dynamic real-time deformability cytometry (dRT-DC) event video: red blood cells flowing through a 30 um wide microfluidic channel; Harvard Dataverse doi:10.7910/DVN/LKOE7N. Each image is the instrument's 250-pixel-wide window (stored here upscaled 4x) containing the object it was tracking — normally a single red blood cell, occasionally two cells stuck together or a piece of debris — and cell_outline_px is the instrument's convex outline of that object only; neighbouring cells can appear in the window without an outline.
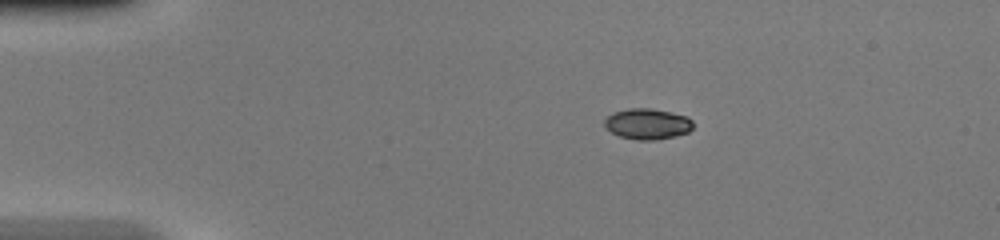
{"species": "common noctule bat (a hibernating species)", "species_latin": "Nyctalus noctula", "temperature_condition": "warm", "stored_images_in_passage": 2, "camera_frame_rate_fps": 3000, "um_per_image_px": 0.085, "animal": {"sex": "female", "body_mass_g": 20.0, "forearm_length_mm": 54.0}, "frame": {"image": 1, "passage_image": 1, "time_ms": 0.0, "image_size_px": [1000, 240], "cell_outline_px": [[692, 128], [688, 132], [676, 136], [656, 140], [636, 140], [620, 136], [604, 128], [604, 120], [612, 112], [628, 108], [652, 108], [688, 116], [692, 120]], "centroid_in_image_um": [55.02, 10.53], "position_along_channel_um": 30.0, "area_um2": 16.07}}